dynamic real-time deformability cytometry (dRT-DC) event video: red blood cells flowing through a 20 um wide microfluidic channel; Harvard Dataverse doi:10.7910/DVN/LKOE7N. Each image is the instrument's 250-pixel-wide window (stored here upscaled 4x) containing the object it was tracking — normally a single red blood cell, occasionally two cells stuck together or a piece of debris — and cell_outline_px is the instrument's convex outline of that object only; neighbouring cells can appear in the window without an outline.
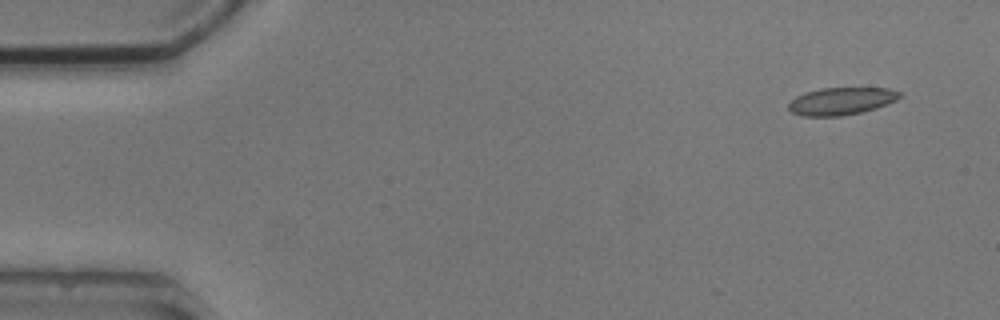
{"species": "common noctule bat (a hibernating species)", "species_latin": "Nyctalus noctula", "temperature_condition": "cold", "stored_images_in_passage": 6, "camera_frame_rate_fps": 3000, "um_per_image_px": 0.085, "animal": {"sex": "male", "body_mass_g": 20.5, "forearm_length_mm": 52.5}, "frame": {"image": 1, "passage_image": 1, "time_ms": 0.0, "image_size_px": [1000, 320], "cell_outline_px": [[900, 96], [896, 100], [876, 108], [860, 112], [840, 116], [804, 116], [792, 112], [788, 108], [788, 104], [796, 96], [804, 92], [820, 88], [888, 88], [900, 92]], "centroid_in_image_um": [71.48, 8.59], "position_along_channel_um": 13.5, "area_um2": 17.63}}
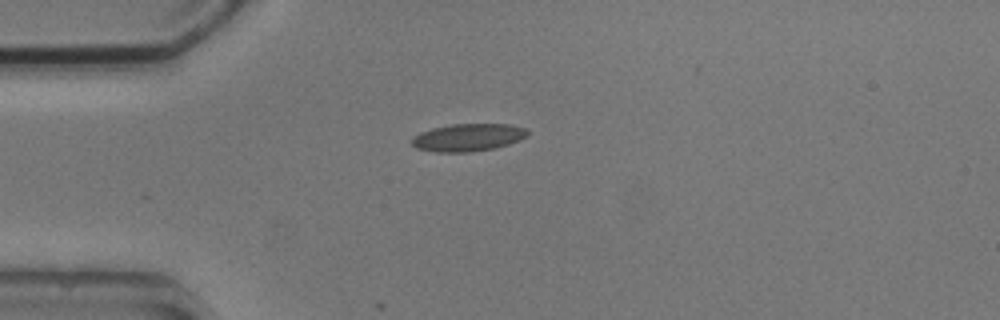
{"frame": {"image": 2, "passage_image": 4, "time_ms": 3.333, "image_size_px": [1000, 320], "cell_outline_px": [[528, 136], [520, 140], [496, 148], [468, 152], [436, 152], [416, 148], [408, 140], [412, 136], [420, 132], [432, 128], [452, 124], [512, 124], [524, 128], [528, 132]], "centroid_in_image_um": [39.75, 11.68], "position_along_channel_um": 45.3, "area_um2": 18.79}}